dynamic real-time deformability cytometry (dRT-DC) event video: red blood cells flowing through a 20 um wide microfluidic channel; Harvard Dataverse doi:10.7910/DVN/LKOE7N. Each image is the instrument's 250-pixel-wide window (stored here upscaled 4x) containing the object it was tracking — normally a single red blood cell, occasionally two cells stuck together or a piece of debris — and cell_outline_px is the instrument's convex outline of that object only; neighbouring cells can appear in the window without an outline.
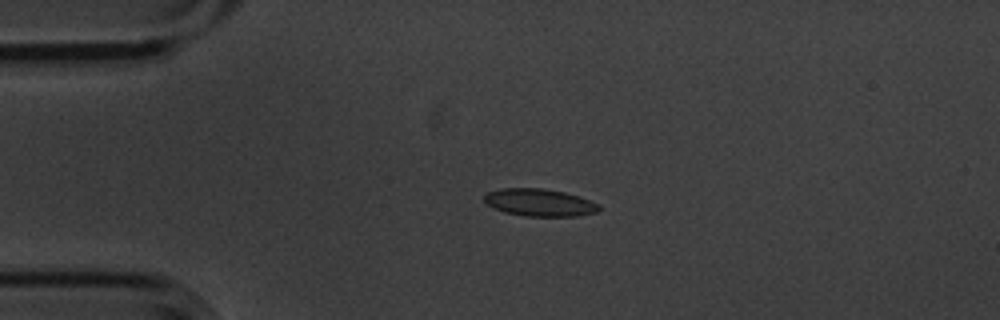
{"species": "common noctule bat (a hibernating species)", "species_latin": "Nyctalus noctula", "temperature_condition": "cold", "stored_images_in_passage": 5, "camera_frame_rate_fps": 3000, "um_per_image_px": 0.085, "animal": {"sex": "male", "body_mass_g": 20.1, "forearm_length_mm": 53.5}, "frame": {"image": 1, "passage_image": 3, "time_ms": 0.667, "image_size_px": [1000, 320], "cell_outline_px": [[600, 208], [596, 212], [576, 216], [524, 216], [504, 212], [488, 204], [484, 200], [484, 196], [488, 192], [500, 188], [544, 188], [564, 192], [580, 196], [600, 204]], "centroid_in_image_um": [45.88, 17.21], "position_along_channel_um": 39.1, "area_um2": 18.32}}
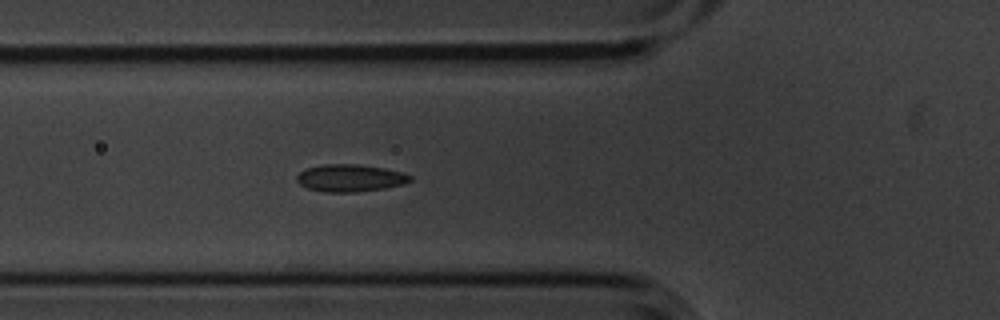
{"frame": {"image": 2, "passage_image": 5, "time_ms": 1.333, "image_size_px": [1000, 320], "cell_outline_px": [[412, 180], [404, 184], [384, 188], [356, 192], [324, 192], [308, 188], [300, 184], [296, 180], [296, 176], [300, 172], [308, 168], [324, 164], [356, 164], [384, 168], [404, 172], [412, 176]], "centroid_in_image_um": [29.79, 15.13], "position_along_channel_um": 96.0, "area_um2": 18.03}}